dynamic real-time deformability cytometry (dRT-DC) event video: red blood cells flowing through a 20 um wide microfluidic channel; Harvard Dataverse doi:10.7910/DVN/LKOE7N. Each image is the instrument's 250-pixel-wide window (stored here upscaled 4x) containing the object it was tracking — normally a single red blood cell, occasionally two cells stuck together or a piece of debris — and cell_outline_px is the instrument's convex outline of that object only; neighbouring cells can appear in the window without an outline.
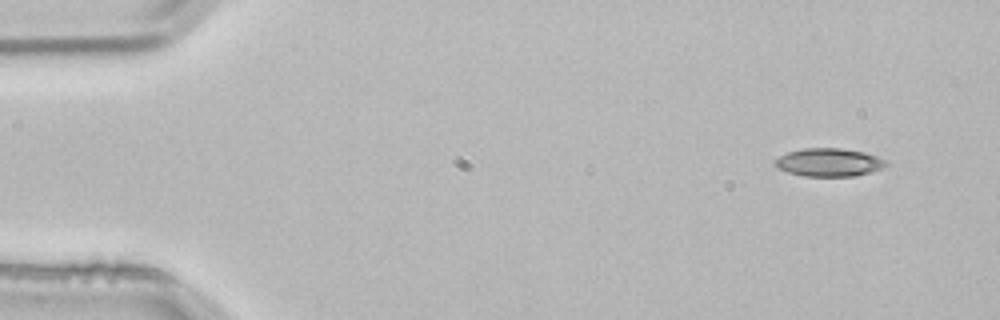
{"species": "common noctule bat (a hibernating species)", "species_latin": "Nyctalus noctula", "temperature_condition": "room temperature", "stored_images_in_passage": 4, "camera_frame_rate_fps": 3000, "um_per_image_px": 0.085, "animal": {"sex": "male", "body_mass_g": 21.5, "forearm_length_mm": 52.0}, "frame": {"image": 1, "passage_image": 1, "time_ms": 0.0, "image_size_px": [1000, 320], "cell_outline_px": [[888, 164], [884, 168], [872, 172], [852, 176], [804, 176], [788, 172], [776, 168], [772, 164], [772, 160], [788, 152], [804, 148], [840, 148], [864, 152], [888, 160]], "centroid_in_image_um": [70.45, 13.8], "position_along_channel_um": 14.5, "area_um2": 18.44}}
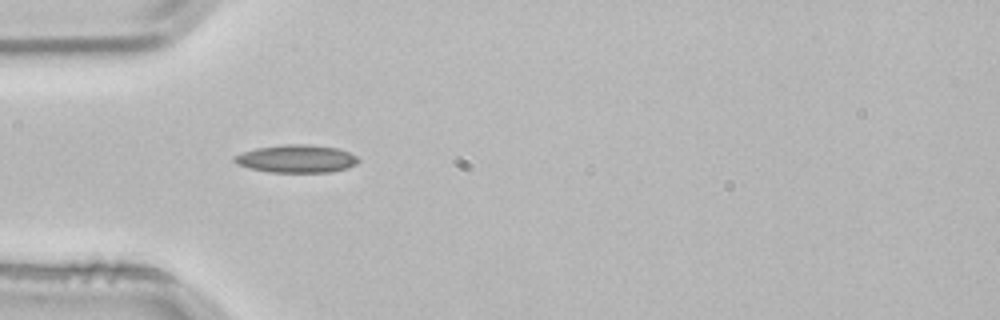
{"frame": {"image": 2, "passage_image": 3, "time_ms": 0.667, "image_size_px": [1000, 320], "cell_outline_px": [[360, 160], [356, 164], [348, 168], [332, 172], [268, 172], [236, 164], [232, 160], [232, 156], [256, 148], [284, 144], [308, 144], [336, 148], [348, 152], [356, 156]], "centroid_in_image_um": [25.19, 13.49], "position_along_channel_um": 59.8, "area_um2": 20.11}}